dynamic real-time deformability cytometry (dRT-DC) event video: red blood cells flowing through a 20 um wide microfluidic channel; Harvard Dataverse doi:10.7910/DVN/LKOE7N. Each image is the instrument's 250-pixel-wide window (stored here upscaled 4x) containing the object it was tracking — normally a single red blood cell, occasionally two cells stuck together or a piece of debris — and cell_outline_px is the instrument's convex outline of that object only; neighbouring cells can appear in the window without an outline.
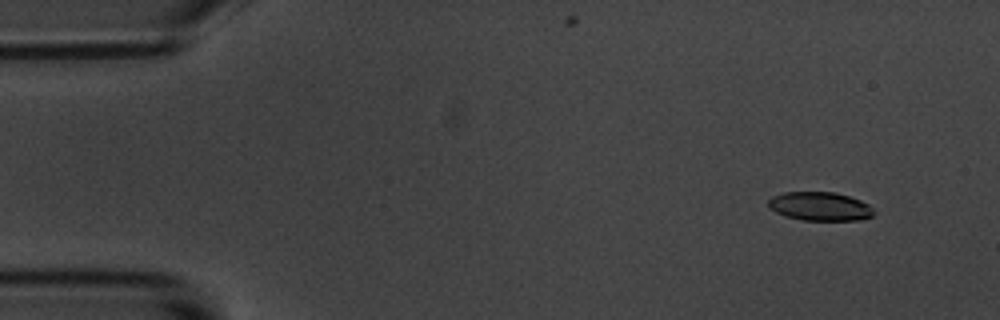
{"species": "common noctule bat (a hibernating species)", "species_latin": "Nyctalus noctula", "temperature_condition": "room temperature", "stored_images_in_passage": 14, "camera_frame_rate_fps": 3000, "um_per_image_px": 0.085, "animal": {"sex": "male", "body_mass_g": 20.1, "forearm_length_mm": 53.5}, "frame": {"image": 1, "passage_image": 1, "time_ms": 0.0, "image_size_px": [1000, 320], "cell_outline_px": [[876, 212], [872, 216], [860, 220], [804, 220], [784, 216], [768, 208], [768, 200], [772, 196], [784, 192], [836, 192], [860, 200], [868, 204]], "centroid_in_image_um": [69.68, 17.54], "position_along_channel_um": 15.3, "area_um2": 17.74}}
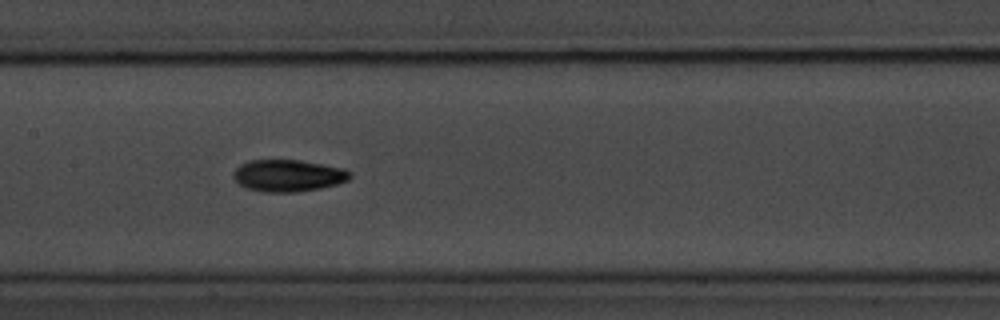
{"frame": {"image": 2, "passage_image": 7, "time_ms": 7.667, "image_size_px": [1000, 320], "cell_outline_px": [[352, 176], [348, 180], [336, 184], [320, 188], [296, 192], [264, 192], [248, 188], [240, 184], [232, 176], [232, 172], [240, 164], [248, 160], [300, 160], [344, 168]], "centroid_in_image_um": [24.47, 14.92], "position_along_channel_um": 182.9, "area_um2": 21.62}}
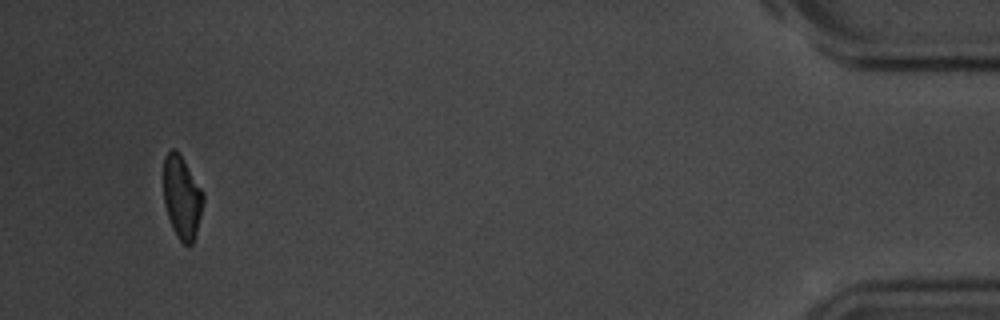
{"frame": {"image": 3, "passage_image": 14, "time_ms": 16.667, "image_size_px": [1000, 320], "cell_outline_px": [[204, 200], [196, 232], [192, 244], [184, 244], [176, 236], [172, 228], [164, 204], [164, 156], [172, 148], [184, 160], [204, 192]], "centroid_in_image_um": [15.46, 16.78], "position_along_channel_um": 419.7, "area_um2": 18.96}, "authors_computed_cell_mechanics": {"area_um2": 20.4612, "velocity_mm_per_s": 3.4819, "shape_relaxation_time_tau1_ms": 3.074, "shape_relaxation_time_tau2_ms": 4.0118, "deformation_change_tau1": 0.1167, "deformation_change_tau2": 0.0704}}